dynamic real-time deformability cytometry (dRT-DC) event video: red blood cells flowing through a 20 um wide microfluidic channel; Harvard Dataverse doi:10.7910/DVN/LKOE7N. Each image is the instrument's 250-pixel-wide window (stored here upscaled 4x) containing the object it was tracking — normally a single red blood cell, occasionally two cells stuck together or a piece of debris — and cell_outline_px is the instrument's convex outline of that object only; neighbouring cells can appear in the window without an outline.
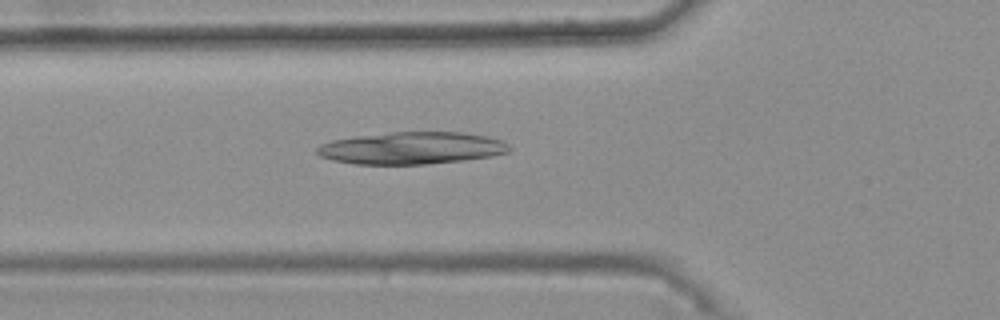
{"species": "common noctule bat (a hibernating species)", "species_latin": "Nyctalus noctula", "temperature_condition": "warm", "stored_images_in_passage": 48, "camera_frame_rate_fps": 3000, "um_per_image_px": 0.085, "animal": {"sex": "female", "body_mass_g": 25.1}, "frame": {"image": 1, "passage_image": 19, "time_ms": 6.0, "image_size_px": [1000, 320], "cell_outline_px": [[512, 148], [508, 152], [492, 156], [464, 160], [428, 164], [356, 164], [332, 160], [320, 156], [316, 152], [316, 148], [320, 144], [332, 140], [356, 136], [392, 132], [464, 132], [488, 136], [500, 140], [508, 144]], "centroid_in_image_um": [35.0, 12.58], "position_along_channel_um": 90.8, "area_um2": 36.18}}
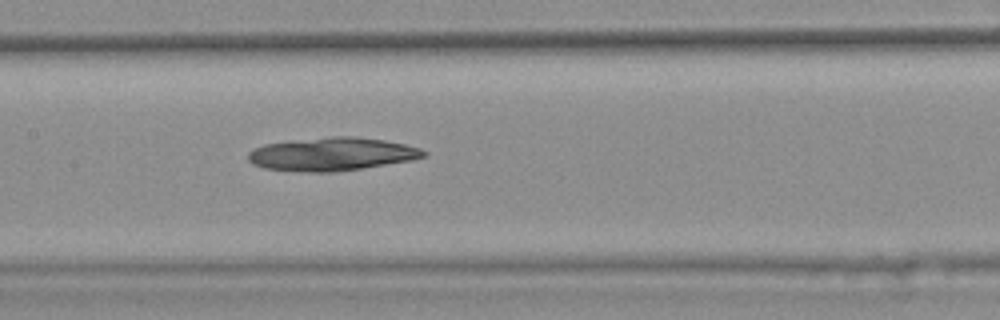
{"frame": {"image": 2, "passage_image": 26, "time_ms": 8.333, "image_size_px": [1000, 320], "cell_outline_px": [[428, 156], [412, 160], [336, 172], [300, 172], [264, 168], [252, 164], [248, 160], [248, 152], [252, 148], [264, 144], [288, 140], [332, 136], [352, 136], [384, 140], [404, 144], [420, 148], [428, 152]], "centroid_in_image_um": [28.18, 13.1], "position_along_channel_um": 179.2, "area_um2": 34.33}}
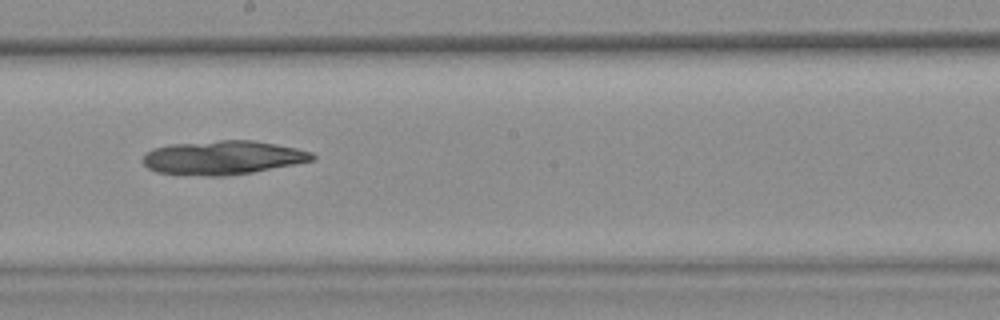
{"frame": {"image": 3, "passage_image": 30, "time_ms": 9.667, "image_size_px": [1000, 320], "cell_outline_px": [[316, 156], [312, 160], [252, 172], [224, 176], [208, 176], [156, 172], [148, 168], [144, 164], [144, 156], [152, 148], [168, 144], [220, 140], [252, 140], [276, 144], [296, 148], [312, 152]], "centroid_in_image_um": [18.91, 13.39], "position_along_channel_um": 229.3, "area_um2": 33.18}}